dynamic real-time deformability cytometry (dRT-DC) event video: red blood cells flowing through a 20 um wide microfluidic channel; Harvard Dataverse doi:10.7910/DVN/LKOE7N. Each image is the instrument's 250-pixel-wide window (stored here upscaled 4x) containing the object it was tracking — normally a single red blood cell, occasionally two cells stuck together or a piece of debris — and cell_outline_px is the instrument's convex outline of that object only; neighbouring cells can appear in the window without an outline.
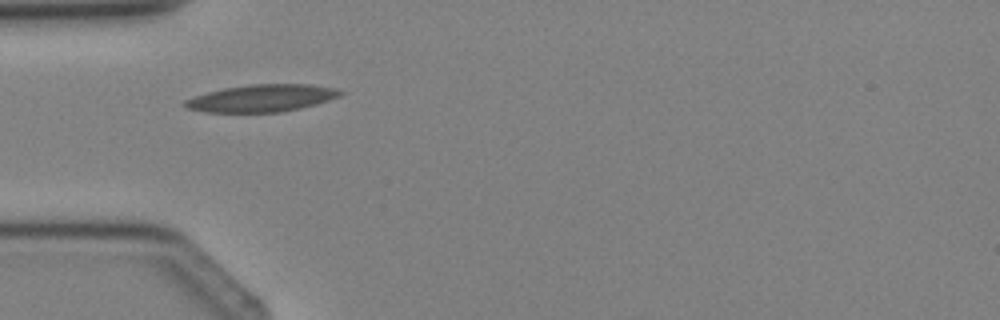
{"species": "Egyptian fruit bat (a non-hibernating species)", "species_latin": "Rousettus aegyptiacus", "temperature_condition": "cold", "stored_images_in_passage": 5, "camera_frame_rate_fps": 3000, "um_per_image_px": 0.085, "animal": {"sex": "female"}, "frame": {"image": 1, "passage_image": 5, "time_ms": 4.667, "image_size_px": [1000, 320], "cell_outline_px": [[344, 92], [340, 96], [316, 104], [300, 108], [280, 112], [204, 112], [188, 108], [180, 104], [184, 100], [192, 96], [224, 88], [252, 84], [308, 84], [336, 88]], "centroid_in_image_um": [22.22, 8.34], "position_along_channel_um": 62.8, "area_um2": 24.68}}